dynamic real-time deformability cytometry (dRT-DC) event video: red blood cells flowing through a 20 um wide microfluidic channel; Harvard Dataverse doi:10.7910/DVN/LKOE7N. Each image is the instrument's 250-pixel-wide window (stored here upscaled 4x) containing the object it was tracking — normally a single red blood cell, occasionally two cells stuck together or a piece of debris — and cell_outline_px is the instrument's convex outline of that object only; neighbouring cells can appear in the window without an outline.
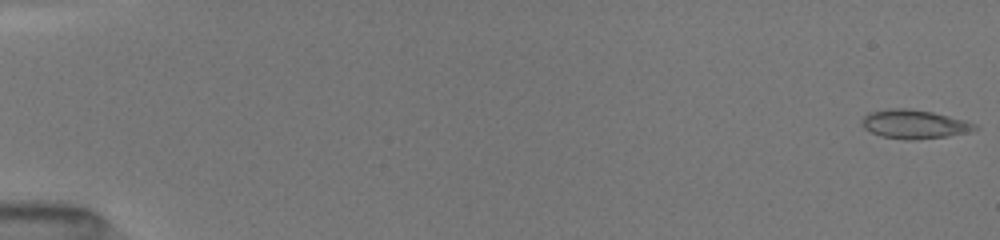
{"species": "common noctule bat (a hibernating species)", "species_latin": "Nyctalus noctula", "temperature_condition": "room temperature", "stored_images_in_passage": 51, "camera_frame_rate_fps": 3000, "um_per_image_px": 0.085, "animal": {"sex": "female", "body_mass_g": 19.5, "forearm_length_mm": 54.1}, "frame": {"image": 1, "passage_image": 1, "time_ms": 0.0, "image_size_px": [1000, 240], "cell_outline_px": [[980, 128], [968, 132], [948, 136], [912, 140], [908, 140], [880, 136], [864, 128], [860, 120], [868, 112], [888, 108], [908, 108], [932, 112], [964, 120], [976, 124]], "centroid_in_image_um": [77.69, 10.55], "position_along_channel_um": 7.3, "area_um2": 19.02}}
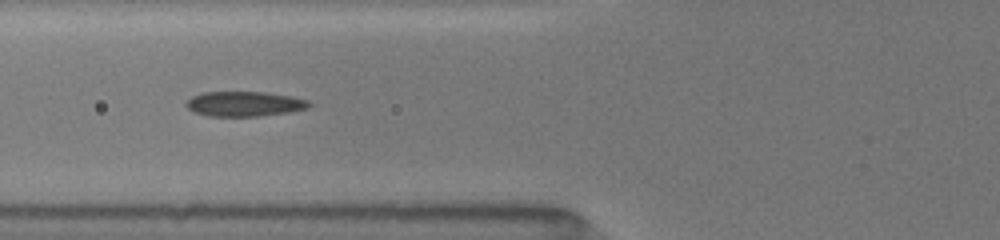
{"frame": {"image": 2, "passage_image": 21, "time_ms": 6.667, "image_size_px": [1000, 240], "cell_outline_px": [[312, 104], [308, 108], [288, 112], [260, 116], [208, 116], [192, 112], [184, 104], [192, 96], [200, 92], [268, 92], [292, 96], [308, 100]], "centroid_in_image_um": [20.76, 8.82], "position_along_channel_um": 105.0, "area_um2": 18.03}}
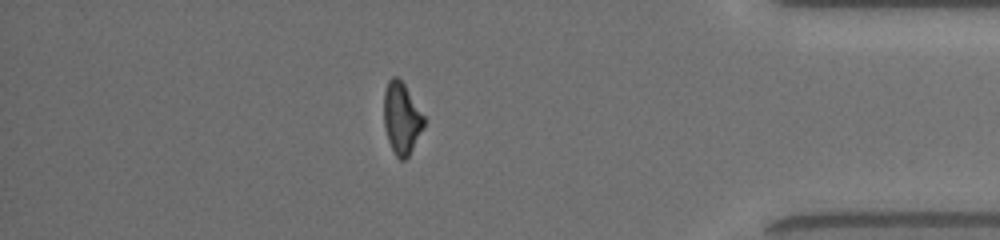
{"frame": {"image": 3, "passage_image": 45, "time_ms": 14.667, "image_size_px": [1000, 240], "cell_outline_px": [[424, 128], [408, 156], [404, 160], [400, 160], [396, 156], [388, 140], [384, 128], [384, 92], [388, 80], [392, 76], [396, 76], [404, 84], [424, 116]], "centroid_in_image_um": [34.12, 10.05], "position_along_channel_um": 401.1, "area_um2": 16.59}, "authors_computed_cell_mechanics": {"area_um2": 17.9758, "velocity_mm_per_s": 4.0689, "shape_relaxation_time_tau1_ms": 3.6257, "shape_relaxation_time_tau2_ms": 1.7989, "deformation_change_tau1": 0.13, "deformation_change_tau2": 0.0692}}